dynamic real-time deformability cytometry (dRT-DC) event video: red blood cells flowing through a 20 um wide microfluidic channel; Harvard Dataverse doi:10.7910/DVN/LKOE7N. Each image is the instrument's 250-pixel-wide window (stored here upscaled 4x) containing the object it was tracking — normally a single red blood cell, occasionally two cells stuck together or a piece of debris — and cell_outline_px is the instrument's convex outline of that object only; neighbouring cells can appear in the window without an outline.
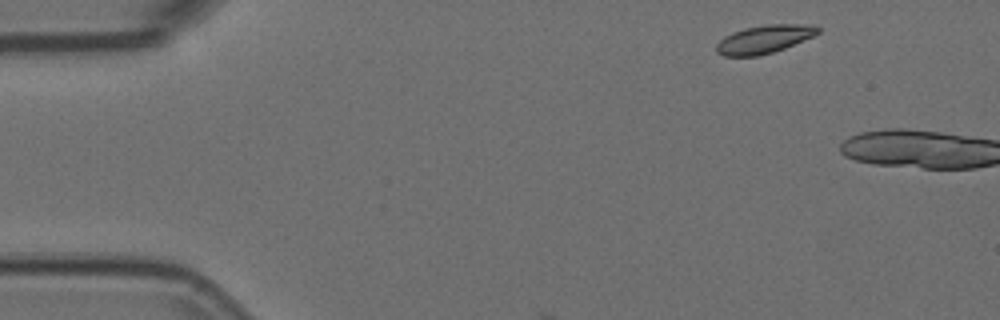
{"species": "Egyptian fruit bat (a non-hibernating species)", "species_latin": "Rousettus aegyptiacus", "temperature_condition": "room temperature", "stored_images_in_passage": 3, "camera_frame_rate_fps": 3000, "um_per_image_px": 0.085, "animal": {"sex": "female"}, "frame": {"image": 1, "passage_image": 1, "time_ms": 0.0, "image_size_px": [1000, 320], "cell_outline_px": [[820, 32], [812, 36], [784, 48], [772, 52], [756, 56], [724, 56], [716, 52], [716, 44], [724, 36], [732, 32], [744, 28], [768, 24], [816, 24], [820, 28]], "centroid_in_image_um": [64.95, 3.32], "position_along_channel_um": 20.1, "area_um2": 16.65}}